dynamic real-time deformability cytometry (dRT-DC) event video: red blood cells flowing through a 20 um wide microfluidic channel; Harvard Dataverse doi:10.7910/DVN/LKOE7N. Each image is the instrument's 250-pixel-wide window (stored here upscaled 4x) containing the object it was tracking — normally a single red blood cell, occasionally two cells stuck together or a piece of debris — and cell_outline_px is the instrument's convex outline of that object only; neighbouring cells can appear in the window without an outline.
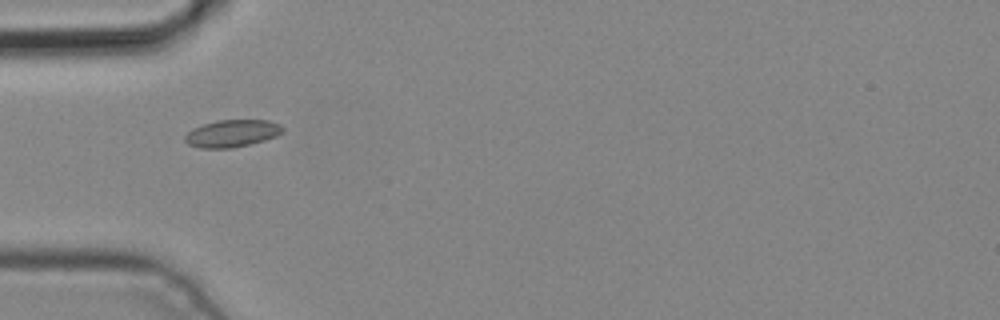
{"species": "common noctule bat (a hibernating species)", "species_latin": "Nyctalus noctula", "temperature_condition": "cold", "stored_images_in_passage": 3, "camera_frame_rate_fps": 3000, "um_per_image_px": 0.085, "animal": {"sex": "male", "body_mass_g": 19.2, "forearm_length_mm": 51.8}, "frame": {"image": 1, "passage_image": 2, "time_ms": 0.333, "image_size_px": [1000, 320], "cell_outline_px": [[284, 132], [276, 136], [264, 140], [232, 148], [200, 148], [188, 144], [184, 140], [184, 136], [192, 128], [216, 120], [268, 120], [280, 124], [284, 128]], "centroid_in_image_um": [19.72, 11.33], "position_along_channel_um": 65.3, "area_um2": 15.55}}
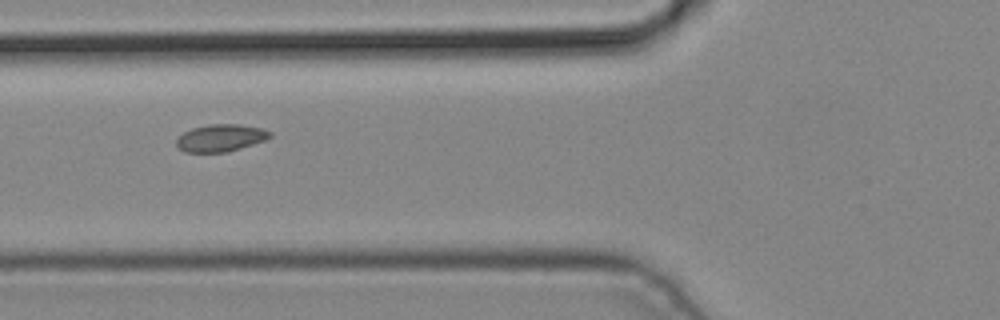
{"frame": {"image": 2, "passage_image": 3, "time_ms": 0.667, "image_size_px": [1000, 320], "cell_outline_px": [[272, 136], [264, 140], [228, 152], [184, 152], [176, 148], [176, 140], [184, 132], [192, 128], [208, 124], [240, 124], [260, 128], [272, 132]], "centroid_in_image_um": [18.72, 11.72], "position_along_channel_um": 107.1, "area_um2": 14.85}}